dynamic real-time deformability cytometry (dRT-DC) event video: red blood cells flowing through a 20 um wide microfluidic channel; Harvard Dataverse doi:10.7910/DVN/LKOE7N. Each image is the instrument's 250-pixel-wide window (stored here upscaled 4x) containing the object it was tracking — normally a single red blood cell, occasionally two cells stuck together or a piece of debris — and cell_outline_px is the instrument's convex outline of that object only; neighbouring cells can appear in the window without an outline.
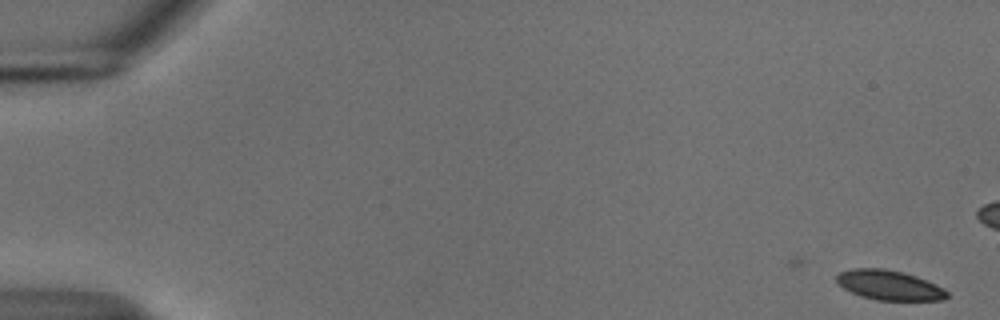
{"species": "common noctule bat (a hibernating species)", "species_latin": "Nyctalus noctula", "temperature_condition": "cold", "stored_images_in_passage": 44, "camera_frame_rate_fps": 3000, "um_per_image_px": 0.085, "animal": {"sex": "male", "body_mass_g": 18.8}, "frame": {"image": 1, "passage_image": 1, "time_ms": 0.0, "image_size_px": [1000, 320], "cell_outline_px": [[948, 296], [944, 300], [876, 300], [860, 296], [844, 288], [836, 280], [836, 276], [840, 272], [852, 268], [884, 268], [904, 272], [916, 276], [936, 284], [944, 288], [948, 292]], "centroid_in_image_um": [75.6, 24.23], "position_along_channel_um": 9.4, "area_um2": 19.19}}
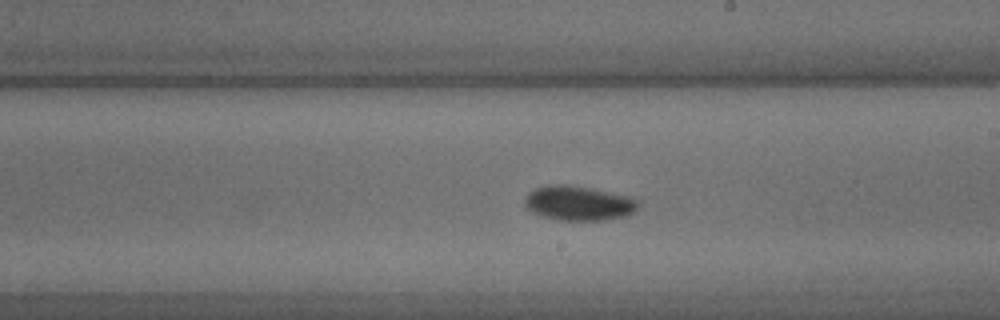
{"frame": {"image": 2, "passage_image": 32, "time_ms": 10.333, "image_size_px": [1000, 320], "cell_outline_px": [[640, 200], [636, 212], [628, 216], [604, 220], [560, 220], [544, 216], [532, 212], [524, 204], [524, 200], [528, 192], [536, 188], [552, 184], [564, 184], [592, 188], [632, 196]], "centroid_in_image_um": [49.25, 17.26], "position_along_channel_um": 239.7, "area_um2": 23.18}}
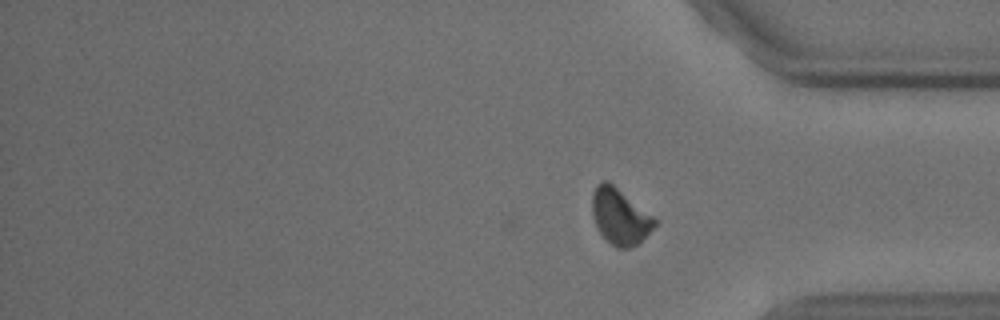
{"frame": {"image": 3, "passage_image": 44, "time_ms": 14.333, "image_size_px": [1000, 320], "cell_outline_px": [[660, 220], [640, 244], [628, 248], [616, 248], [596, 228], [592, 216], [592, 192], [596, 184], [604, 180], [612, 184]], "centroid_in_image_um": [52.72, 18.41], "position_along_channel_um": 382.5, "area_um2": 20.63}, "authors_computed_cell_mechanics": {"area_um2": 20.7213, "velocity_mm_per_s": 3.7195, "shape_relaxation_time_tau1_ms": 4.2222, "shape_relaxation_time_tau2_ms": 5.1048, "deformation_change_tau1": 0.0987, "deformation_change_tau2": 0.0739}}